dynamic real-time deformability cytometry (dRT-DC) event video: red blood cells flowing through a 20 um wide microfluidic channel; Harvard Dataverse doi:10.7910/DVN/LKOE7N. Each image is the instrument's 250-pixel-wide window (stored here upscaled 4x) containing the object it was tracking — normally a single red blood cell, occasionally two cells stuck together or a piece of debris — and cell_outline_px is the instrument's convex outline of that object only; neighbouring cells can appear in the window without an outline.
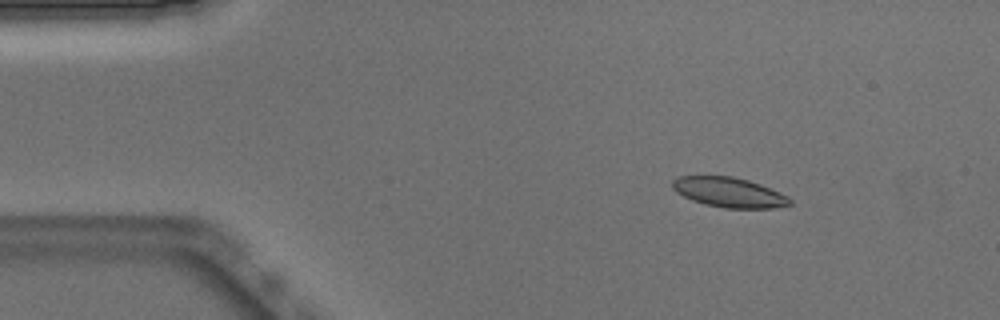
{"species": "Egyptian fruit bat (a non-hibernating species)", "species_latin": "Rousettus aegyptiacus", "temperature_condition": "warm", "stored_images_in_passage": 45, "camera_frame_rate_fps": 3000, "um_per_image_px": 0.085, "animal": {"sex": "male"}, "frame": {"image": 1, "passage_image": 1, "time_ms": 0.0, "image_size_px": [1000, 320], "cell_outline_px": [[792, 204], [772, 208], [724, 208], [704, 204], [692, 200], [676, 192], [672, 188], [672, 180], [676, 176], [732, 176], [748, 180], [760, 184], [788, 196], [792, 200]], "centroid_in_image_um": [61.95, 16.34], "position_along_channel_um": 23.1, "area_um2": 20.46}}
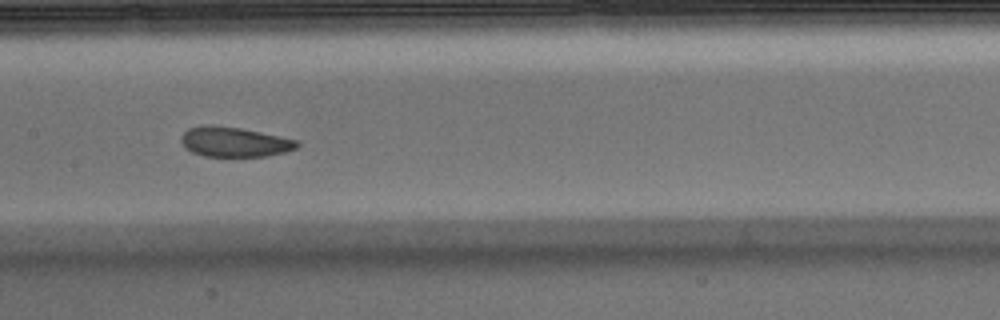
{"frame": {"image": 2, "passage_image": 19, "time_ms": 6.0, "image_size_px": [1000, 320], "cell_outline_px": [[300, 144], [296, 148], [284, 152], [268, 156], [204, 156], [192, 152], [184, 148], [180, 140], [180, 136], [188, 128], [240, 128], [300, 140]], "centroid_in_image_um": [19.98, 12.11], "position_along_channel_um": 187.4, "area_um2": 19.54}}
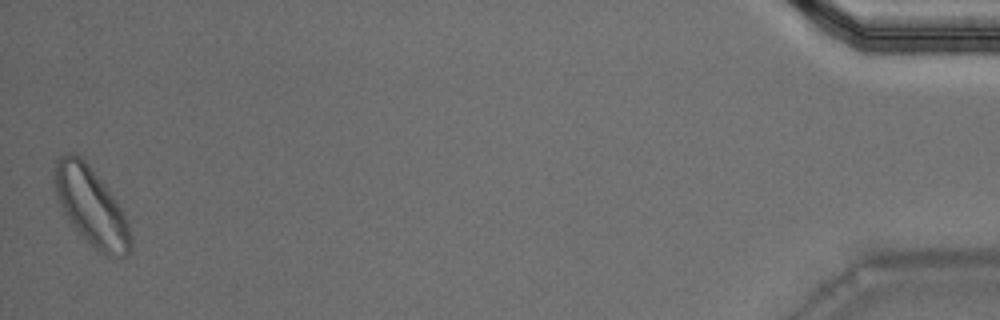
{"frame": {"image": 3, "passage_image": 45, "time_ms": 14.667, "image_size_px": [1000, 320], "cell_outline_px": [[132, 248], [124, 256], [108, 256], [100, 252], [76, 228], [60, 204], [56, 192], [52, 176], [52, 172], [56, 160], [60, 156], [68, 152], [76, 152], [88, 164], [116, 200], [128, 224], [132, 236]], "centroid_in_image_um": [7.74, 17.49], "position_along_channel_um": 427.5, "area_um2": 33.87}, "authors_computed_cell_mechanics": {"area_um2": 21.0392, "velocity_mm_per_s": 3.8707, "shape_relaxation_time_tau1_ms": 8.2261, "shape_relaxation_time_tau2_ms": 5.3606, "deformation_change_tau1": 0.166, "deformation_change_tau2": 0.12}}